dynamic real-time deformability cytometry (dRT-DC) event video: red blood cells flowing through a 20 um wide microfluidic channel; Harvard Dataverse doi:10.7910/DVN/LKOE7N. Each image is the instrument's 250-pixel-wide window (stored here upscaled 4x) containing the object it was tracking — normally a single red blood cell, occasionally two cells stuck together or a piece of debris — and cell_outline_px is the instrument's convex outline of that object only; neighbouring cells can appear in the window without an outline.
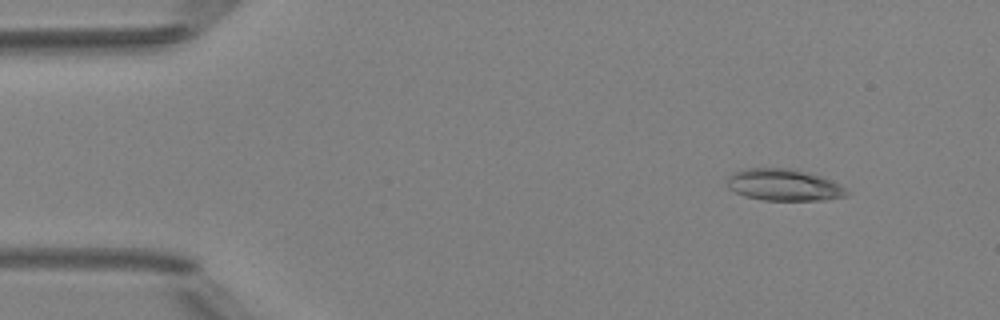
{"species": "Egyptian fruit bat (a non-hibernating species)", "species_latin": "Rousettus aegyptiacus", "temperature_condition": "room temperature", "stored_images_in_passage": 5, "camera_frame_rate_fps": 3000, "um_per_image_px": 0.085, "animal": {"sex": "female"}, "frame": {"image": 1, "passage_image": 1, "time_ms": 0.0, "image_size_px": [1000, 320], "cell_outline_px": [[848, 196], [828, 200], [764, 200], [744, 196], [728, 188], [728, 176], [732, 172], [744, 168], [792, 168], [808, 172], [820, 176], [840, 184], [848, 192]], "centroid_in_image_um": [66.62, 15.71], "position_along_channel_um": 18.4, "area_um2": 22.25}}
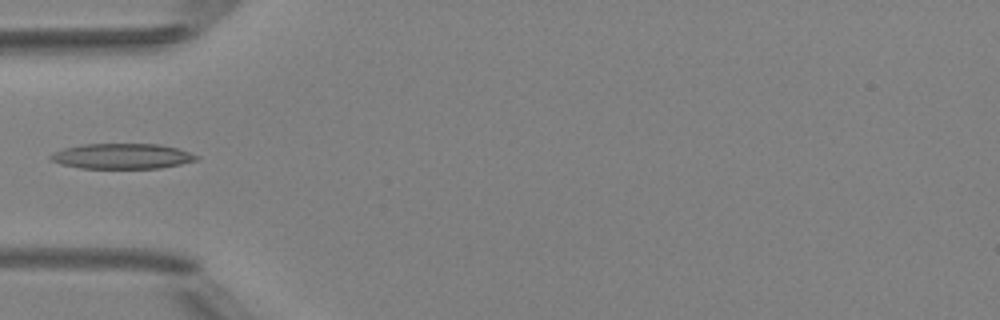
{"frame": {"image": 2, "passage_image": 4, "time_ms": 3.667, "image_size_px": [1000, 320], "cell_outline_px": [[200, 156], [196, 160], [180, 164], [160, 168], [80, 168], [60, 164], [52, 160], [48, 156], [64, 148], [84, 144], [160, 144], [176, 148]], "centroid_in_image_um": [10.37, 13.28], "position_along_channel_um": 74.6, "area_um2": 21.33}}
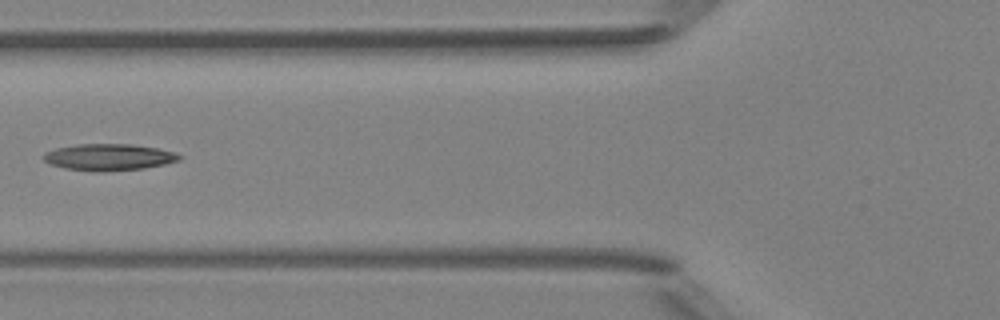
{"frame": {"image": 3, "passage_image": 5, "time_ms": 4.667, "image_size_px": [1000, 320], "cell_outline_px": [[180, 160], [164, 164], [144, 168], [100, 172], [92, 172], [64, 168], [52, 164], [44, 160], [44, 152], [56, 148], [76, 144], [132, 144], [156, 148], [172, 152], [180, 156]], "centroid_in_image_um": [9.21, 13.36], "position_along_channel_um": 116.6, "area_um2": 20.92}}